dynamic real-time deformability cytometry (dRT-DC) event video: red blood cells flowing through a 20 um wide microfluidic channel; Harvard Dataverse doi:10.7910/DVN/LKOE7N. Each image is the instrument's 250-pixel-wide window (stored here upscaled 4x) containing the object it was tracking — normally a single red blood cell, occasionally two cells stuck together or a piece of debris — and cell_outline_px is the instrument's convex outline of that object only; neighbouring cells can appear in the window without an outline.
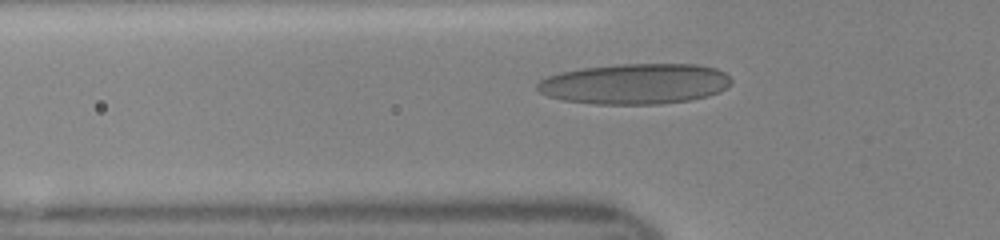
{"species": "human", "species_latin": "Homo sapiens", "temperature_condition": "room temperature", "stored_images_in_passage": 38, "camera_frame_rate_fps": 3000, "um_per_image_px": 0.085, "donor": {"sex": "female"}, "frame": {"image": 1, "passage_image": 11, "time_ms": 3.333, "image_size_px": [1000, 240], "cell_outline_px": [[732, 84], [720, 92], [708, 96], [688, 100], [660, 104], [596, 104], [564, 100], [548, 96], [540, 92], [536, 88], [536, 84], [540, 80], [548, 76], [560, 72], [584, 68], [620, 64], [696, 64], [716, 68], [724, 72], [732, 80]], "centroid_in_image_um": [54.0, 7.12], "position_along_channel_um": 71.8, "area_um2": 45.89}}
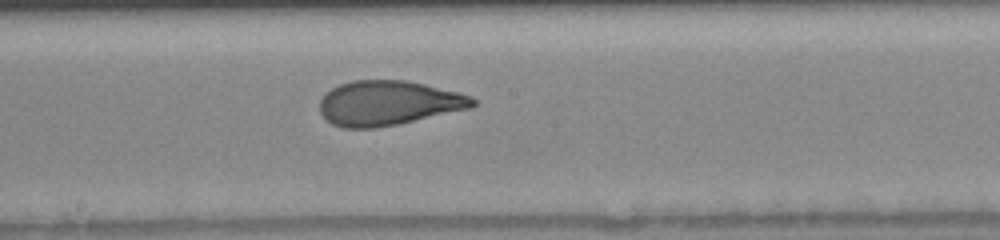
{"frame": {"image": 2, "passage_image": 21, "time_ms": 6.667, "image_size_px": [1000, 240], "cell_outline_px": [[476, 104], [472, 108], [396, 124], [376, 128], [344, 128], [332, 124], [320, 112], [320, 100], [332, 88], [340, 84], [352, 80], [404, 80], [424, 84], [472, 96], [476, 100]], "centroid_in_image_um": [33.01, 8.76], "position_along_channel_um": 215.2, "area_um2": 39.54}}
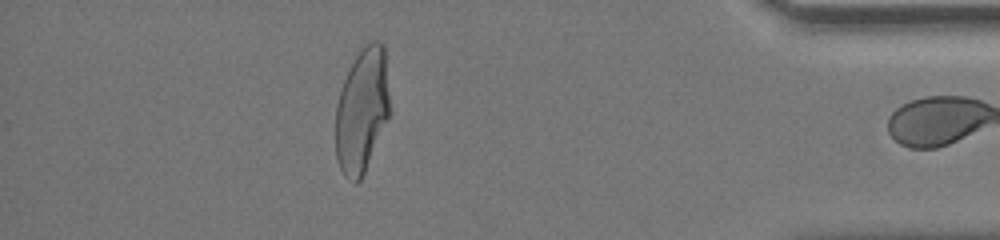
{"frame": {"image": 3, "passage_image": 37, "time_ms": 12.0, "image_size_px": [1000, 240], "cell_outline_px": [[388, 116], [364, 172], [360, 180], [356, 184], [348, 180], [344, 176], [340, 168], [336, 156], [336, 104], [344, 80], [356, 56], [364, 44], [372, 40], [380, 40], [384, 44], [388, 96]], "centroid_in_image_um": [30.74, 9.37], "position_along_channel_um": 404.5, "area_um2": 38.55}}